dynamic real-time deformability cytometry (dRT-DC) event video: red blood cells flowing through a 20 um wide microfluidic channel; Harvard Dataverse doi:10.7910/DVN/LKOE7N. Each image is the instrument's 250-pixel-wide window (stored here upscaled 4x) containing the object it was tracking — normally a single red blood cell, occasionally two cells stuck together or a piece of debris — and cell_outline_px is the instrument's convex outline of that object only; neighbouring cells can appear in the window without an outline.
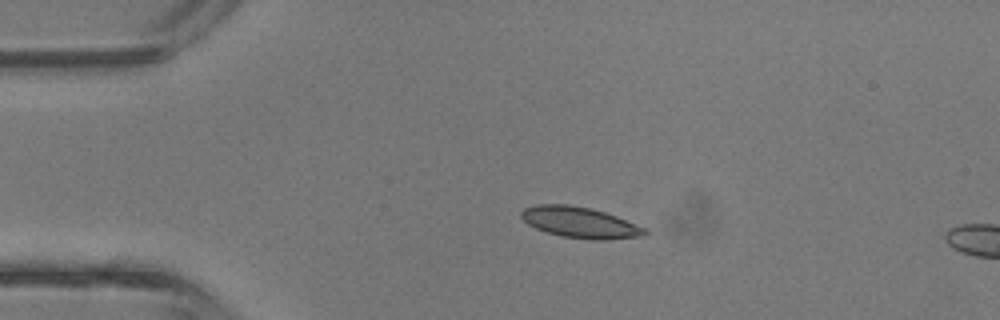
{"species": "common noctule bat (a hibernating species)", "species_latin": "Nyctalus noctula", "temperature_condition": "room temperature", "stored_images_in_passage": 3, "camera_frame_rate_fps": 3000, "um_per_image_px": 0.085, "animal": {"sex": "male", "body_mass_g": 13.3}, "frame": {"image": 1, "passage_image": 2, "time_ms": 0.333, "image_size_px": [1000, 320], "cell_outline_px": [[648, 236], [604, 240], [588, 240], [564, 236], [548, 232], [536, 228], [528, 224], [520, 216], [520, 212], [524, 208], [536, 204], [568, 204], [592, 208], [616, 216], [648, 228]], "centroid_in_image_um": [49.35, 18.91], "position_along_channel_um": 35.6, "area_um2": 22.54}}